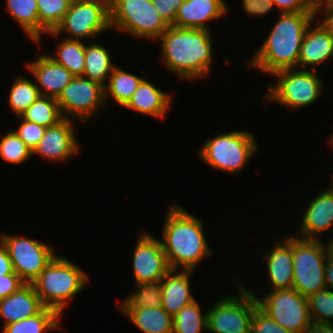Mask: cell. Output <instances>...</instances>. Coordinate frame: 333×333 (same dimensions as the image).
I'll return each mask as SVG.
<instances>
[{
	"instance_id": "obj_19",
	"label": "cell",
	"mask_w": 333,
	"mask_h": 333,
	"mask_svg": "<svg viewBox=\"0 0 333 333\" xmlns=\"http://www.w3.org/2000/svg\"><path fill=\"white\" fill-rule=\"evenodd\" d=\"M269 251V252H268ZM264 254V261L272 290L292 289L293 286V255L292 235L278 240Z\"/></svg>"
},
{
	"instance_id": "obj_32",
	"label": "cell",
	"mask_w": 333,
	"mask_h": 333,
	"mask_svg": "<svg viewBox=\"0 0 333 333\" xmlns=\"http://www.w3.org/2000/svg\"><path fill=\"white\" fill-rule=\"evenodd\" d=\"M21 117L43 127L54 126L64 119L57 99L46 96H40Z\"/></svg>"
},
{
	"instance_id": "obj_14",
	"label": "cell",
	"mask_w": 333,
	"mask_h": 333,
	"mask_svg": "<svg viewBox=\"0 0 333 333\" xmlns=\"http://www.w3.org/2000/svg\"><path fill=\"white\" fill-rule=\"evenodd\" d=\"M133 254V273L136 283L162 280L170 270L166 254L160 239L158 240L147 230L138 236Z\"/></svg>"
},
{
	"instance_id": "obj_37",
	"label": "cell",
	"mask_w": 333,
	"mask_h": 333,
	"mask_svg": "<svg viewBox=\"0 0 333 333\" xmlns=\"http://www.w3.org/2000/svg\"><path fill=\"white\" fill-rule=\"evenodd\" d=\"M18 118L20 119V125L18 128H14L13 131L33 151L42 139L46 127L26 121L21 116Z\"/></svg>"
},
{
	"instance_id": "obj_49",
	"label": "cell",
	"mask_w": 333,
	"mask_h": 333,
	"mask_svg": "<svg viewBox=\"0 0 333 333\" xmlns=\"http://www.w3.org/2000/svg\"><path fill=\"white\" fill-rule=\"evenodd\" d=\"M329 241H330V243H332V247H333V238L331 239H329Z\"/></svg>"
},
{
	"instance_id": "obj_15",
	"label": "cell",
	"mask_w": 333,
	"mask_h": 333,
	"mask_svg": "<svg viewBox=\"0 0 333 333\" xmlns=\"http://www.w3.org/2000/svg\"><path fill=\"white\" fill-rule=\"evenodd\" d=\"M74 120L64 118L54 126L46 127L44 135L32 151L49 162L68 161L79 152ZM74 124V125H73Z\"/></svg>"
},
{
	"instance_id": "obj_45",
	"label": "cell",
	"mask_w": 333,
	"mask_h": 333,
	"mask_svg": "<svg viewBox=\"0 0 333 333\" xmlns=\"http://www.w3.org/2000/svg\"><path fill=\"white\" fill-rule=\"evenodd\" d=\"M324 274L326 288L333 291V250L326 257Z\"/></svg>"
},
{
	"instance_id": "obj_28",
	"label": "cell",
	"mask_w": 333,
	"mask_h": 333,
	"mask_svg": "<svg viewBox=\"0 0 333 333\" xmlns=\"http://www.w3.org/2000/svg\"><path fill=\"white\" fill-rule=\"evenodd\" d=\"M61 315L44 307L38 314L3 326L1 333H45L61 329Z\"/></svg>"
},
{
	"instance_id": "obj_31",
	"label": "cell",
	"mask_w": 333,
	"mask_h": 333,
	"mask_svg": "<svg viewBox=\"0 0 333 333\" xmlns=\"http://www.w3.org/2000/svg\"><path fill=\"white\" fill-rule=\"evenodd\" d=\"M40 97L36 82L26 77H16L10 87L8 104L15 116L19 117Z\"/></svg>"
},
{
	"instance_id": "obj_35",
	"label": "cell",
	"mask_w": 333,
	"mask_h": 333,
	"mask_svg": "<svg viewBox=\"0 0 333 333\" xmlns=\"http://www.w3.org/2000/svg\"><path fill=\"white\" fill-rule=\"evenodd\" d=\"M0 157L12 164H21L32 156V150L13 131L1 135Z\"/></svg>"
},
{
	"instance_id": "obj_16",
	"label": "cell",
	"mask_w": 333,
	"mask_h": 333,
	"mask_svg": "<svg viewBox=\"0 0 333 333\" xmlns=\"http://www.w3.org/2000/svg\"><path fill=\"white\" fill-rule=\"evenodd\" d=\"M308 202L301 224L298 225L299 235L296 237L305 240H321V234L333 228V183Z\"/></svg>"
},
{
	"instance_id": "obj_25",
	"label": "cell",
	"mask_w": 333,
	"mask_h": 333,
	"mask_svg": "<svg viewBox=\"0 0 333 333\" xmlns=\"http://www.w3.org/2000/svg\"><path fill=\"white\" fill-rule=\"evenodd\" d=\"M90 42H88L89 44H85L83 77L105 86L116 65L112 62L110 51L104 45L98 44L96 41Z\"/></svg>"
},
{
	"instance_id": "obj_43",
	"label": "cell",
	"mask_w": 333,
	"mask_h": 333,
	"mask_svg": "<svg viewBox=\"0 0 333 333\" xmlns=\"http://www.w3.org/2000/svg\"><path fill=\"white\" fill-rule=\"evenodd\" d=\"M322 13L323 17L318 19L317 15ZM315 14L316 19L333 37V3H315Z\"/></svg>"
},
{
	"instance_id": "obj_18",
	"label": "cell",
	"mask_w": 333,
	"mask_h": 333,
	"mask_svg": "<svg viewBox=\"0 0 333 333\" xmlns=\"http://www.w3.org/2000/svg\"><path fill=\"white\" fill-rule=\"evenodd\" d=\"M227 10L224 0H185L178 8L174 26L210 31L207 23L221 19Z\"/></svg>"
},
{
	"instance_id": "obj_24",
	"label": "cell",
	"mask_w": 333,
	"mask_h": 333,
	"mask_svg": "<svg viewBox=\"0 0 333 333\" xmlns=\"http://www.w3.org/2000/svg\"><path fill=\"white\" fill-rule=\"evenodd\" d=\"M120 310L144 333H173V316L162 306Z\"/></svg>"
},
{
	"instance_id": "obj_38",
	"label": "cell",
	"mask_w": 333,
	"mask_h": 333,
	"mask_svg": "<svg viewBox=\"0 0 333 333\" xmlns=\"http://www.w3.org/2000/svg\"><path fill=\"white\" fill-rule=\"evenodd\" d=\"M251 333H293L284 329L276 321L271 319L258 306L254 309Z\"/></svg>"
},
{
	"instance_id": "obj_39",
	"label": "cell",
	"mask_w": 333,
	"mask_h": 333,
	"mask_svg": "<svg viewBox=\"0 0 333 333\" xmlns=\"http://www.w3.org/2000/svg\"><path fill=\"white\" fill-rule=\"evenodd\" d=\"M280 13L315 12L316 0H271Z\"/></svg>"
},
{
	"instance_id": "obj_47",
	"label": "cell",
	"mask_w": 333,
	"mask_h": 333,
	"mask_svg": "<svg viewBox=\"0 0 333 333\" xmlns=\"http://www.w3.org/2000/svg\"><path fill=\"white\" fill-rule=\"evenodd\" d=\"M315 3H333V0H316Z\"/></svg>"
},
{
	"instance_id": "obj_7",
	"label": "cell",
	"mask_w": 333,
	"mask_h": 333,
	"mask_svg": "<svg viewBox=\"0 0 333 333\" xmlns=\"http://www.w3.org/2000/svg\"><path fill=\"white\" fill-rule=\"evenodd\" d=\"M110 27L133 37L157 40L169 26L152 0H109Z\"/></svg>"
},
{
	"instance_id": "obj_4",
	"label": "cell",
	"mask_w": 333,
	"mask_h": 333,
	"mask_svg": "<svg viewBox=\"0 0 333 333\" xmlns=\"http://www.w3.org/2000/svg\"><path fill=\"white\" fill-rule=\"evenodd\" d=\"M88 280V274L79 266L66 257L56 255L31 284L44 307L63 316L69 301L84 290Z\"/></svg>"
},
{
	"instance_id": "obj_1",
	"label": "cell",
	"mask_w": 333,
	"mask_h": 333,
	"mask_svg": "<svg viewBox=\"0 0 333 333\" xmlns=\"http://www.w3.org/2000/svg\"><path fill=\"white\" fill-rule=\"evenodd\" d=\"M212 38L209 30L169 26L156 40H161V63L179 79H203L212 67Z\"/></svg>"
},
{
	"instance_id": "obj_6",
	"label": "cell",
	"mask_w": 333,
	"mask_h": 333,
	"mask_svg": "<svg viewBox=\"0 0 333 333\" xmlns=\"http://www.w3.org/2000/svg\"><path fill=\"white\" fill-rule=\"evenodd\" d=\"M305 240L292 235L293 286L302 296L326 289L325 261L332 243Z\"/></svg>"
},
{
	"instance_id": "obj_33",
	"label": "cell",
	"mask_w": 333,
	"mask_h": 333,
	"mask_svg": "<svg viewBox=\"0 0 333 333\" xmlns=\"http://www.w3.org/2000/svg\"><path fill=\"white\" fill-rule=\"evenodd\" d=\"M198 302L195 299L173 317V333H201L208 329V310L202 313Z\"/></svg>"
},
{
	"instance_id": "obj_12",
	"label": "cell",
	"mask_w": 333,
	"mask_h": 333,
	"mask_svg": "<svg viewBox=\"0 0 333 333\" xmlns=\"http://www.w3.org/2000/svg\"><path fill=\"white\" fill-rule=\"evenodd\" d=\"M0 239L7 248L14 272L26 284H31L56 256L50 244L36 239L6 233H1Z\"/></svg>"
},
{
	"instance_id": "obj_2",
	"label": "cell",
	"mask_w": 333,
	"mask_h": 333,
	"mask_svg": "<svg viewBox=\"0 0 333 333\" xmlns=\"http://www.w3.org/2000/svg\"><path fill=\"white\" fill-rule=\"evenodd\" d=\"M260 49L248 59L247 66L265 74L298 68L300 49L315 12L281 13Z\"/></svg>"
},
{
	"instance_id": "obj_3",
	"label": "cell",
	"mask_w": 333,
	"mask_h": 333,
	"mask_svg": "<svg viewBox=\"0 0 333 333\" xmlns=\"http://www.w3.org/2000/svg\"><path fill=\"white\" fill-rule=\"evenodd\" d=\"M165 216L161 244L170 269L194 271L211 255L202 221L179 204H172Z\"/></svg>"
},
{
	"instance_id": "obj_41",
	"label": "cell",
	"mask_w": 333,
	"mask_h": 333,
	"mask_svg": "<svg viewBox=\"0 0 333 333\" xmlns=\"http://www.w3.org/2000/svg\"><path fill=\"white\" fill-rule=\"evenodd\" d=\"M244 11L251 17H262L270 14L274 8L271 0H242Z\"/></svg>"
},
{
	"instance_id": "obj_30",
	"label": "cell",
	"mask_w": 333,
	"mask_h": 333,
	"mask_svg": "<svg viewBox=\"0 0 333 333\" xmlns=\"http://www.w3.org/2000/svg\"><path fill=\"white\" fill-rule=\"evenodd\" d=\"M136 291L125 297L118 309L150 308L161 306L162 280L136 283Z\"/></svg>"
},
{
	"instance_id": "obj_17",
	"label": "cell",
	"mask_w": 333,
	"mask_h": 333,
	"mask_svg": "<svg viewBox=\"0 0 333 333\" xmlns=\"http://www.w3.org/2000/svg\"><path fill=\"white\" fill-rule=\"evenodd\" d=\"M28 71L34 77L40 96L58 98L75 77L64 66L57 63L48 54L41 55L26 63ZM39 83V85H38Z\"/></svg>"
},
{
	"instance_id": "obj_34",
	"label": "cell",
	"mask_w": 333,
	"mask_h": 333,
	"mask_svg": "<svg viewBox=\"0 0 333 333\" xmlns=\"http://www.w3.org/2000/svg\"><path fill=\"white\" fill-rule=\"evenodd\" d=\"M39 13V45L42 34L54 31L68 12L72 0H36Z\"/></svg>"
},
{
	"instance_id": "obj_8",
	"label": "cell",
	"mask_w": 333,
	"mask_h": 333,
	"mask_svg": "<svg viewBox=\"0 0 333 333\" xmlns=\"http://www.w3.org/2000/svg\"><path fill=\"white\" fill-rule=\"evenodd\" d=\"M272 75L277 81L267 85L268 93L264 98L289 107L292 111L317 102L325 86L316 70L293 68Z\"/></svg>"
},
{
	"instance_id": "obj_48",
	"label": "cell",
	"mask_w": 333,
	"mask_h": 333,
	"mask_svg": "<svg viewBox=\"0 0 333 333\" xmlns=\"http://www.w3.org/2000/svg\"><path fill=\"white\" fill-rule=\"evenodd\" d=\"M330 143V146L333 148V134L330 135V138H328V141Z\"/></svg>"
},
{
	"instance_id": "obj_42",
	"label": "cell",
	"mask_w": 333,
	"mask_h": 333,
	"mask_svg": "<svg viewBox=\"0 0 333 333\" xmlns=\"http://www.w3.org/2000/svg\"><path fill=\"white\" fill-rule=\"evenodd\" d=\"M26 283L17 274L0 276V300L17 292Z\"/></svg>"
},
{
	"instance_id": "obj_11",
	"label": "cell",
	"mask_w": 333,
	"mask_h": 333,
	"mask_svg": "<svg viewBox=\"0 0 333 333\" xmlns=\"http://www.w3.org/2000/svg\"><path fill=\"white\" fill-rule=\"evenodd\" d=\"M254 296L258 307L286 330L302 333L312 321L307 297L293 288L271 290L262 298Z\"/></svg>"
},
{
	"instance_id": "obj_44",
	"label": "cell",
	"mask_w": 333,
	"mask_h": 333,
	"mask_svg": "<svg viewBox=\"0 0 333 333\" xmlns=\"http://www.w3.org/2000/svg\"><path fill=\"white\" fill-rule=\"evenodd\" d=\"M16 274L13 270L12 261L2 240L0 239V276Z\"/></svg>"
},
{
	"instance_id": "obj_27",
	"label": "cell",
	"mask_w": 333,
	"mask_h": 333,
	"mask_svg": "<svg viewBox=\"0 0 333 333\" xmlns=\"http://www.w3.org/2000/svg\"><path fill=\"white\" fill-rule=\"evenodd\" d=\"M8 15L16 20L35 44L39 42V13L36 0H5Z\"/></svg>"
},
{
	"instance_id": "obj_40",
	"label": "cell",
	"mask_w": 333,
	"mask_h": 333,
	"mask_svg": "<svg viewBox=\"0 0 333 333\" xmlns=\"http://www.w3.org/2000/svg\"><path fill=\"white\" fill-rule=\"evenodd\" d=\"M185 0H152L157 12L168 26H174L178 8Z\"/></svg>"
},
{
	"instance_id": "obj_13",
	"label": "cell",
	"mask_w": 333,
	"mask_h": 333,
	"mask_svg": "<svg viewBox=\"0 0 333 333\" xmlns=\"http://www.w3.org/2000/svg\"><path fill=\"white\" fill-rule=\"evenodd\" d=\"M63 118L86 121L105 107L104 86L83 76H75L57 98ZM101 108V109H100Z\"/></svg>"
},
{
	"instance_id": "obj_29",
	"label": "cell",
	"mask_w": 333,
	"mask_h": 333,
	"mask_svg": "<svg viewBox=\"0 0 333 333\" xmlns=\"http://www.w3.org/2000/svg\"><path fill=\"white\" fill-rule=\"evenodd\" d=\"M60 41L56 56L51 58L64 66L74 76H83L85 67V43L82 40L68 39Z\"/></svg>"
},
{
	"instance_id": "obj_46",
	"label": "cell",
	"mask_w": 333,
	"mask_h": 333,
	"mask_svg": "<svg viewBox=\"0 0 333 333\" xmlns=\"http://www.w3.org/2000/svg\"><path fill=\"white\" fill-rule=\"evenodd\" d=\"M302 333H333L332 324L311 321Z\"/></svg>"
},
{
	"instance_id": "obj_5",
	"label": "cell",
	"mask_w": 333,
	"mask_h": 333,
	"mask_svg": "<svg viewBox=\"0 0 333 333\" xmlns=\"http://www.w3.org/2000/svg\"><path fill=\"white\" fill-rule=\"evenodd\" d=\"M254 136L242 130L214 135L202 144L198 155L213 169L239 174L259 148Z\"/></svg>"
},
{
	"instance_id": "obj_10",
	"label": "cell",
	"mask_w": 333,
	"mask_h": 333,
	"mask_svg": "<svg viewBox=\"0 0 333 333\" xmlns=\"http://www.w3.org/2000/svg\"><path fill=\"white\" fill-rule=\"evenodd\" d=\"M235 283L238 285V294L221 297L208 309L207 331L251 333L254 309L258 306L256 297L238 280Z\"/></svg>"
},
{
	"instance_id": "obj_23",
	"label": "cell",
	"mask_w": 333,
	"mask_h": 333,
	"mask_svg": "<svg viewBox=\"0 0 333 333\" xmlns=\"http://www.w3.org/2000/svg\"><path fill=\"white\" fill-rule=\"evenodd\" d=\"M43 308L34 286L25 284L17 292L0 300V318L4 319L6 326L34 316Z\"/></svg>"
},
{
	"instance_id": "obj_26",
	"label": "cell",
	"mask_w": 333,
	"mask_h": 333,
	"mask_svg": "<svg viewBox=\"0 0 333 333\" xmlns=\"http://www.w3.org/2000/svg\"><path fill=\"white\" fill-rule=\"evenodd\" d=\"M143 79V77L131 74L115 66L104 86L105 103H108L107 97L109 96L120 107H124L138 89Z\"/></svg>"
},
{
	"instance_id": "obj_36",
	"label": "cell",
	"mask_w": 333,
	"mask_h": 333,
	"mask_svg": "<svg viewBox=\"0 0 333 333\" xmlns=\"http://www.w3.org/2000/svg\"><path fill=\"white\" fill-rule=\"evenodd\" d=\"M312 321L333 323V291L324 289L307 297Z\"/></svg>"
},
{
	"instance_id": "obj_21",
	"label": "cell",
	"mask_w": 333,
	"mask_h": 333,
	"mask_svg": "<svg viewBox=\"0 0 333 333\" xmlns=\"http://www.w3.org/2000/svg\"><path fill=\"white\" fill-rule=\"evenodd\" d=\"M194 271L170 269L162 279L161 306L175 316L184 306L195 300L191 293L190 278Z\"/></svg>"
},
{
	"instance_id": "obj_9",
	"label": "cell",
	"mask_w": 333,
	"mask_h": 333,
	"mask_svg": "<svg viewBox=\"0 0 333 333\" xmlns=\"http://www.w3.org/2000/svg\"><path fill=\"white\" fill-rule=\"evenodd\" d=\"M110 29L109 0H72L61 23L47 33L56 38L64 33L68 39L87 41Z\"/></svg>"
},
{
	"instance_id": "obj_20",
	"label": "cell",
	"mask_w": 333,
	"mask_h": 333,
	"mask_svg": "<svg viewBox=\"0 0 333 333\" xmlns=\"http://www.w3.org/2000/svg\"><path fill=\"white\" fill-rule=\"evenodd\" d=\"M312 23H315L314 26ZM331 57L333 58V37L323 25L315 19L307 27L303 37L298 59V68L309 69L310 67V70H316L317 65H322Z\"/></svg>"
},
{
	"instance_id": "obj_22",
	"label": "cell",
	"mask_w": 333,
	"mask_h": 333,
	"mask_svg": "<svg viewBox=\"0 0 333 333\" xmlns=\"http://www.w3.org/2000/svg\"><path fill=\"white\" fill-rule=\"evenodd\" d=\"M171 98L172 96L168 92L160 90L144 77L124 108L161 120L164 119L167 110L172 105Z\"/></svg>"
}]
</instances>
